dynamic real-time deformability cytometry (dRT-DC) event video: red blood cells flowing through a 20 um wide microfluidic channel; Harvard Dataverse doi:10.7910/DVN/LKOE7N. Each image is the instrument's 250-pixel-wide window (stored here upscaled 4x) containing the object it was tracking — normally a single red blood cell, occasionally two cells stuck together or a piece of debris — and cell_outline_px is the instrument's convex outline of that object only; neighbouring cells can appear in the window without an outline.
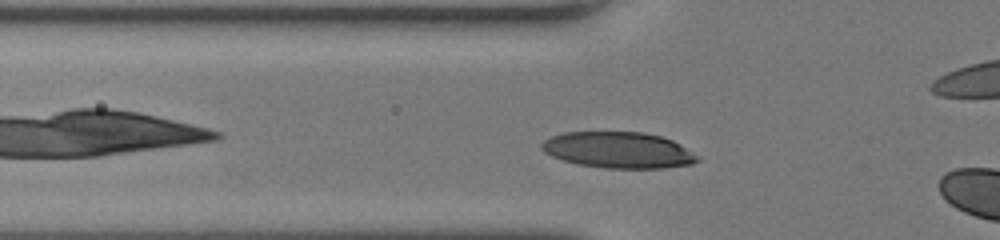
{"species": "human", "species_latin": "Homo sapiens", "temperature_condition": "room temperature", "stored_images_in_passage": 7, "camera_frame_rate_fps": 3000, "um_per_image_px": 0.085, "donor": {"sex": "female"}, "frame": {"image": 1, "passage_image": 5, "time_ms": 1.333, "image_size_px": [1000, 240], "cell_outline_px": [[700, 160], [692, 164], [664, 168], [608, 168], [576, 164], [552, 156], [544, 152], [540, 148], [540, 144], [544, 140], [552, 136], [564, 132], [644, 132], [660, 136], [672, 140], [680, 144], [696, 156]], "centroid_in_image_um": [52.53, 12.75], "position_along_channel_um": 73.3, "area_um2": 32.71}}